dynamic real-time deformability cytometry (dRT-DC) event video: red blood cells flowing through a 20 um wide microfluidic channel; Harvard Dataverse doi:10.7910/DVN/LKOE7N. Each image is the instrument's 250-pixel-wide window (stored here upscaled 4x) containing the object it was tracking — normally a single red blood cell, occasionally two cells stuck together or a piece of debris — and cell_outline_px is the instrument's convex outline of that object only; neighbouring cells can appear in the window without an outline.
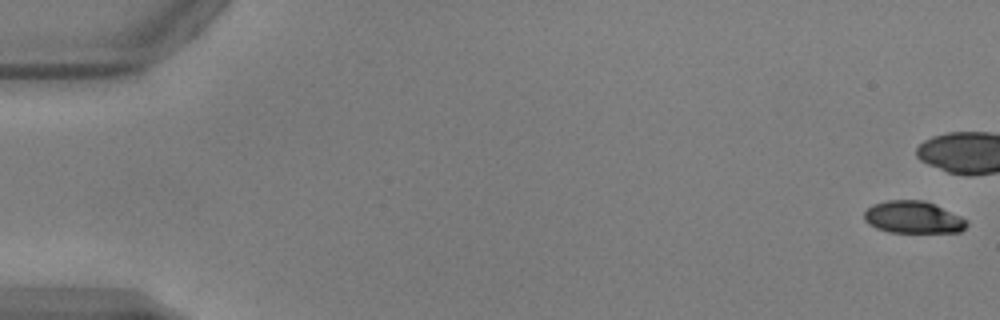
{"species": "common noctule bat (a hibernating species)", "species_latin": "Nyctalus noctula", "temperature_condition": "warm", "stored_images_in_passage": 42, "camera_frame_rate_fps": 3000, "um_per_image_px": 0.085, "animal": {"sex": "male", "body_mass_g": 17.9, "forearm_length_mm": 54.2}, "frame": {"image": 1, "passage_image": 1, "time_ms": 0.0, "image_size_px": [1000, 320], "cell_outline_px": [[968, 224], [960, 232], [888, 232], [876, 228], [868, 224], [864, 220], [864, 212], [872, 204], [888, 200], [924, 200], [960, 216], [968, 220]], "centroid_in_image_um": [77.59, 18.47], "position_along_channel_um": 7.4, "area_um2": 19.19}}
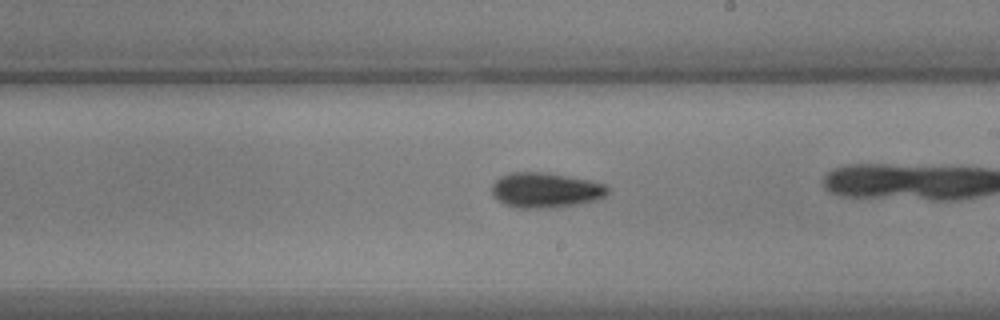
{"frame": {"image": 2, "passage_image": 31, "time_ms": 10.0, "image_size_px": [1000, 320], "cell_outline_px": [[608, 192], [600, 200], [560, 208], [516, 208], [504, 204], [496, 200], [492, 196], [492, 184], [500, 176], [512, 172], [548, 172], [592, 180], [604, 184], [608, 188]], "centroid_in_image_um": [46.38, 16.17], "position_along_channel_um": 242.6, "area_um2": 24.33}}
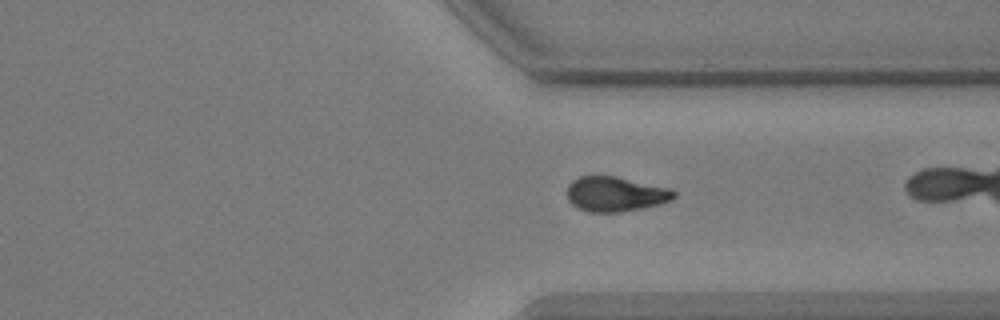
{"frame": {"image": 3, "passage_image": 40, "time_ms": 13.0, "image_size_px": [1000, 320], "cell_outline_px": [[676, 196], [672, 200], [660, 204], [620, 212], [588, 212], [572, 204], [568, 200], [568, 184], [572, 180], [580, 176], [616, 176], [672, 188], [676, 192]], "centroid_in_image_um": [52.34, 16.49], "position_along_channel_um": 359.1, "area_um2": 21.79}}